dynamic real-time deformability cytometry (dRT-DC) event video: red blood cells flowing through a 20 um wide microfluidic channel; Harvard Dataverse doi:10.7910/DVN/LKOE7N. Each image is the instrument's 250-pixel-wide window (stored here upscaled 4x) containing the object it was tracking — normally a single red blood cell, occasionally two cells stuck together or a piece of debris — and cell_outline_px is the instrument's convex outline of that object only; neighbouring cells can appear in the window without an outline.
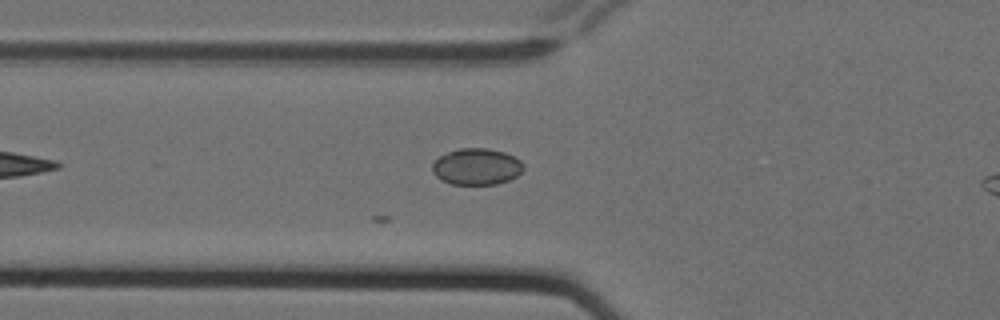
{"species": "Egyptian fruit bat (a non-hibernating species)", "species_latin": "Rousettus aegyptiacus", "temperature_condition": "cold", "stored_images_in_passage": 3, "camera_frame_rate_fps": 3000, "um_per_image_px": 0.085, "animal": {"sex": "female"}, "frame": {"image": 1, "passage_image": 2, "time_ms": 0.333, "image_size_px": [1000, 320], "cell_outline_px": [[524, 168], [516, 176], [508, 180], [496, 184], [452, 184], [440, 180], [432, 172], [432, 164], [440, 156], [456, 148], [488, 148], [504, 152], [520, 160], [524, 164]], "centroid_in_image_um": [40.49, 14.16], "position_along_channel_um": 85.3, "area_um2": 19.36}}